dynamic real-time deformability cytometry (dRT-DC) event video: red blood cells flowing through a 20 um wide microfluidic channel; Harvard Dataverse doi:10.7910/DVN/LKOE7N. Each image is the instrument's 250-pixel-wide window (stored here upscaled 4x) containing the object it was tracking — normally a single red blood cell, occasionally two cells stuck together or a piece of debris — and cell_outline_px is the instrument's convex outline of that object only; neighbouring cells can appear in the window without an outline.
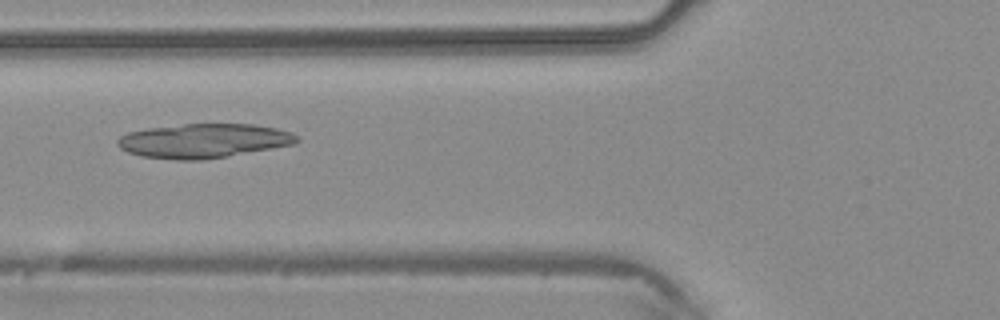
{"species": "common noctule bat (a hibernating species)", "species_latin": "Nyctalus noctula", "temperature_condition": "warm", "stored_images_in_passage": 5, "camera_frame_rate_fps": 3000, "um_per_image_px": 0.085, "animal": {"sex": "male", "body_mass_g": 20.4}, "frame": {"image": 1, "passage_image": 5, "time_ms": 1.333, "image_size_px": [1000, 320], "cell_outline_px": [[300, 140], [296, 144], [228, 156], [200, 160], [176, 160], [140, 156], [128, 152], [120, 148], [116, 144], [116, 140], [120, 136], [128, 132], [148, 128], [184, 124], [252, 124], [276, 128], [292, 132]], "centroid_in_image_um": [17.3, 11.97], "position_along_channel_um": 108.5, "area_um2": 35.89}}